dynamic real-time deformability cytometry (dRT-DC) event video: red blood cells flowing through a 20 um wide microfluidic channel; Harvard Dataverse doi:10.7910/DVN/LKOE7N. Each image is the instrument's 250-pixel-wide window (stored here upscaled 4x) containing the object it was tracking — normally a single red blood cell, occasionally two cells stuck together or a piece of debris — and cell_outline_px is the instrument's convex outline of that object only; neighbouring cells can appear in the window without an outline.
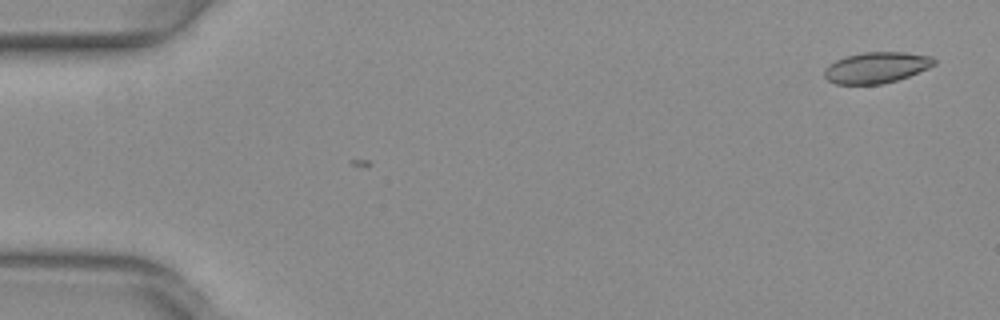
{"species": "common noctule bat (a hibernating species)", "species_latin": "Nyctalus noctula", "temperature_condition": "warm", "stored_images_in_passage": 3, "camera_frame_rate_fps": 3000, "um_per_image_px": 0.085, "animal": {"sex": "female", "body_mass_g": 29.2, "forearm_length_mm": 56.3}, "frame": {"image": 1, "passage_image": 3, "time_ms": 0.667, "image_size_px": [1000, 320], "cell_outline_px": [[936, 64], [928, 68], [908, 76], [896, 80], [880, 84], [836, 84], [828, 80], [824, 76], [824, 68], [828, 64], [836, 60], [848, 56], [864, 52], [904, 52], [932, 56], [936, 60]], "centroid_in_image_um": [74.49, 5.74], "position_along_channel_um": 10.5, "area_um2": 19.77}}